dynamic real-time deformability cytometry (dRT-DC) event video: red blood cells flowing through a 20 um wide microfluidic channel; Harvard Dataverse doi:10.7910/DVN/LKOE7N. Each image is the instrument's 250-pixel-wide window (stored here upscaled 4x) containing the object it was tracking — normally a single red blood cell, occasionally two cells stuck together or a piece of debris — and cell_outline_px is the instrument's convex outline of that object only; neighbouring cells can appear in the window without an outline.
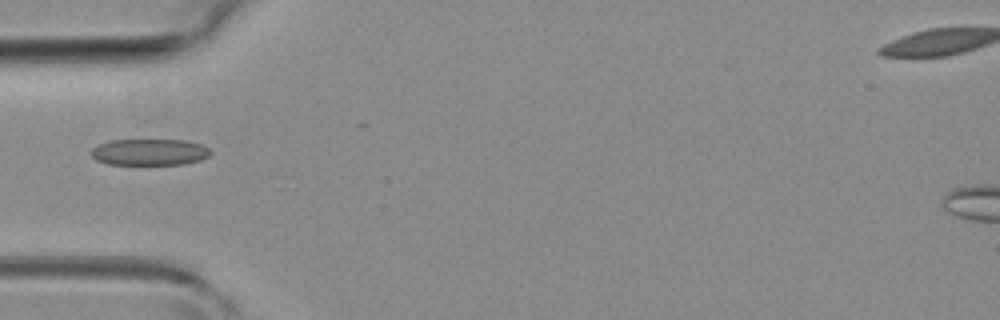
{"species": "common noctule bat (a hibernating species)", "species_latin": "Nyctalus noctula", "temperature_condition": "room temperature", "stored_images_in_passage": 7, "camera_frame_rate_fps": 3000, "um_per_image_px": 0.085, "animal": {"sex": "female", "body_mass_g": 19.3, "forearm_length_mm": 54.1}, "frame": {"image": 1, "passage_image": 1, "time_ms": 0.0, "image_size_px": [1000, 320], "cell_outline_px": [[212, 152], [208, 156], [200, 160], [184, 164], [108, 164], [96, 160], [88, 152], [92, 148], [100, 144], [112, 140], [184, 140], [200, 144], [208, 148]], "centroid_in_image_um": [12.69, 12.93], "position_along_channel_um": 72.3, "area_um2": 18.32}}
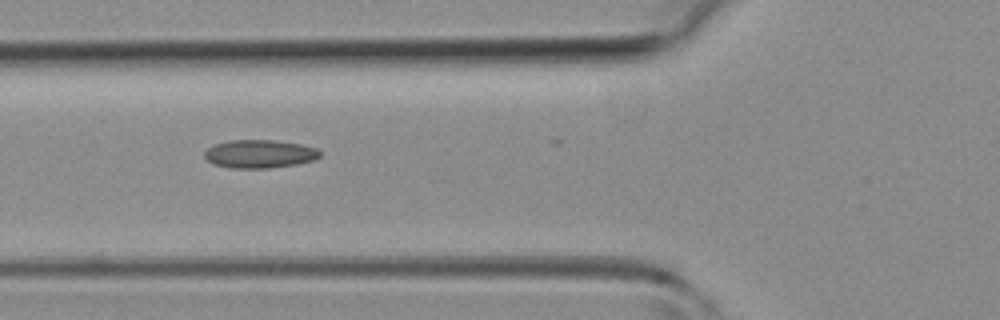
{"frame": {"image": 2, "passage_image": 3, "time_ms": 0.667, "image_size_px": [1000, 320], "cell_outline_px": [[320, 156], [316, 160], [296, 164], [268, 168], [232, 168], [212, 164], [204, 156], [204, 152], [208, 148], [216, 144], [228, 140], [276, 140], [300, 144], [316, 148], [320, 152]], "centroid_in_image_um": [22.07, 13.08], "position_along_channel_um": 103.7, "area_um2": 19.02}}
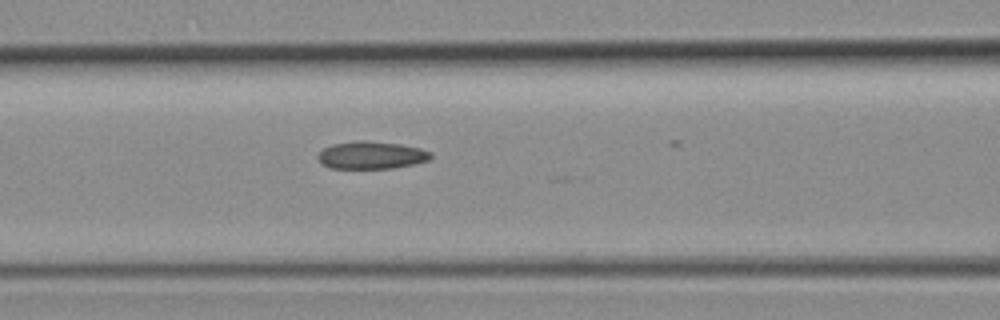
{"frame": {"image": 3, "passage_image": 5, "time_ms": 1.333, "image_size_px": [1000, 320], "cell_outline_px": [[432, 156], [428, 160], [416, 164], [392, 168], [328, 168], [316, 156], [324, 148], [332, 144], [356, 140], [360, 140], [400, 144], [420, 148], [432, 152]], "centroid_in_image_um": [31.58, 13.19], "position_along_channel_um": 135.0, "area_um2": 18.09}}